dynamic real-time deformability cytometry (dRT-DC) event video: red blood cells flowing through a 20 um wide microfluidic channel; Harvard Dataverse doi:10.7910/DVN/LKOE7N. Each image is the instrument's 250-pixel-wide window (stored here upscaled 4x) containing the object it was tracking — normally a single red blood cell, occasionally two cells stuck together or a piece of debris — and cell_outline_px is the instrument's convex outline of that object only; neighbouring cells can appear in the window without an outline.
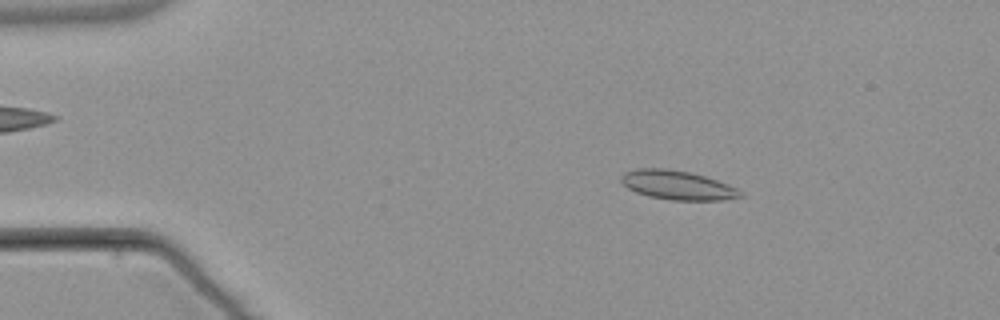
{"species": "common noctule bat (a hibernating species)", "species_latin": "Nyctalus noctula", "temperature_condition": "warm", "stored_images_in_passage": 4, "camera_frame_rate_fps": 3000, "um_per_image_px": 0.085, "animal": {"sex": "male", "body_mass_g": 21.5, "forearm_length_mm": 52.0}, "frame": {"image": 1, "passage_image": 2, "time_ms": 1.0, "image_size_px": [1000, 320], "cell_outline_px": [[744, 196], [724, 200], [672, 200], [648, 196], [636, 192], [628, 188], [620, 180], [620, 176], [624, 172], [636, 168], [668, 168], [692, 172], [728, 184], [744, 192]], "centroid_in_image_um": [57.59, 15.73], "position_along_channel_um": 27.4, "area_um2": 20.4}}